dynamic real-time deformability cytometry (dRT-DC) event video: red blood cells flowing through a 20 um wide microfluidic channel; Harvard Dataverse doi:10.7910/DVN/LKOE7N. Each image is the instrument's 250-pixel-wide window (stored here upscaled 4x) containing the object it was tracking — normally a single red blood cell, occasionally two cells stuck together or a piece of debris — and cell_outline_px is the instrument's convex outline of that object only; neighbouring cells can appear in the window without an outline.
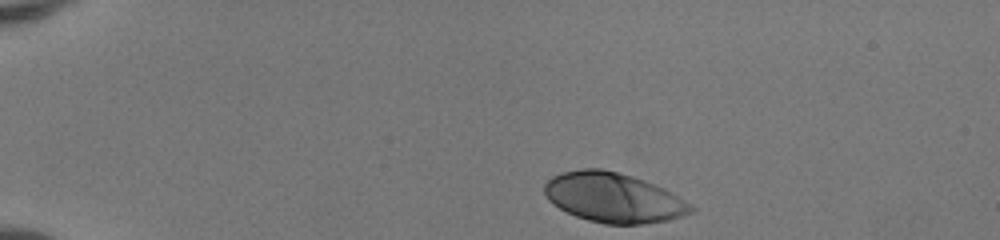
{"species": "human", "species_latin": "Homo sapiens", "temperature_condition": "room temperature", "stored_images_in_passage": 41, "camera_frame_rate_fps": 3000, "um_per_image_px": 0.085, "donor": {"sex": "female"}, "frame": {"image": 1, "passage_image": 1, "time_ms": 0.0, "image_size_px": [1000, 240], "cell_outline_px": [[696, 208], [692, 212], [668, 220], [640, 224], [604, 224], [588, 220], [576, 216], [560, 208], [548, 200], [544, 192], [544, 184], [552, 176], [560, 172], [580, 168], [600, 168], [632, 176], [644, 180], [664, 188], [692, 204]], "centroid_in_image_um": [52.13, 16.79], "position_along_channel_um": 32.9, "area_um2": 42.43}}
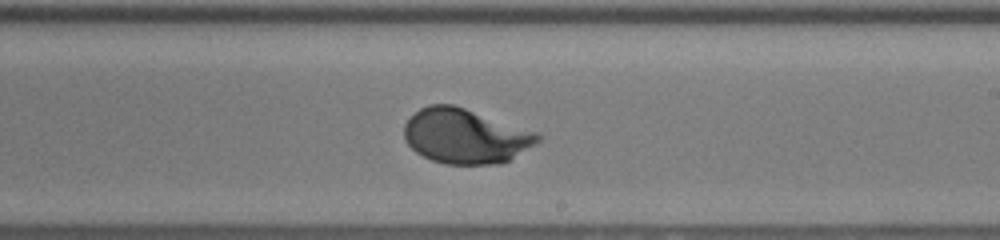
{"frame": {"image": 2, "passage_image": 23, "time_ms": 7.333, "image_size_px": [1000, 240], "cell_outline_px": [[544, 136], [540, 140], [508, 160], [500, 164], [448, 164], [432, 160], [416, 152], [404, 140], [404, 124], [420, 108], [428, 104], [452, 104], [540, 132]], "centroid_in_image_um": [39.57, 11.56], "position_along_channel_um": 249.4, "area_um2": 42.6}}
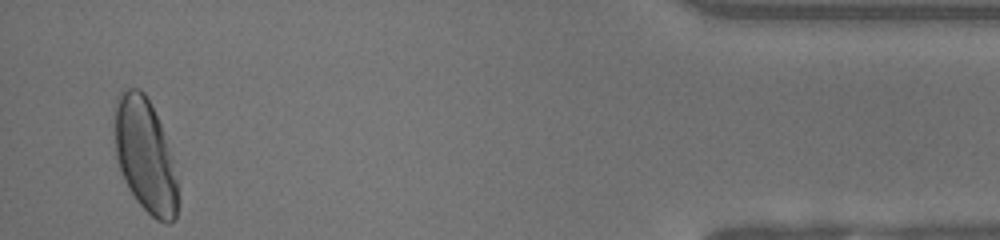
{"frame": {"image": 3, "passage_image": 40, "time_ms": 13.0, "image_size_px": [1000, 240], "cell_outline_px": [[176, 216], [168, 224], [156, 220], [136, 200], [128, 188], [120, 172], [116, 156], [116, 108], [120, 92], [124, 88], [140, 88], [144, 92], [160, 124], [172, 156], [176, 180]], "centroid_in_image_um": [12.33, 13.23], "position_along_channel_um": 422.9, "area_um2": 40.92}, "authors_computed_cell_mechanics": {"area_um2": 42.2518, "velocity_mm_per_s": 4.1166, "shape_relaxation_time_tau1_ms": 2.5205, "shape_relaxation_time_tau2_ms": null, "deformation_change_tau1": 0.1965, "deformation_change_tau2": null}}